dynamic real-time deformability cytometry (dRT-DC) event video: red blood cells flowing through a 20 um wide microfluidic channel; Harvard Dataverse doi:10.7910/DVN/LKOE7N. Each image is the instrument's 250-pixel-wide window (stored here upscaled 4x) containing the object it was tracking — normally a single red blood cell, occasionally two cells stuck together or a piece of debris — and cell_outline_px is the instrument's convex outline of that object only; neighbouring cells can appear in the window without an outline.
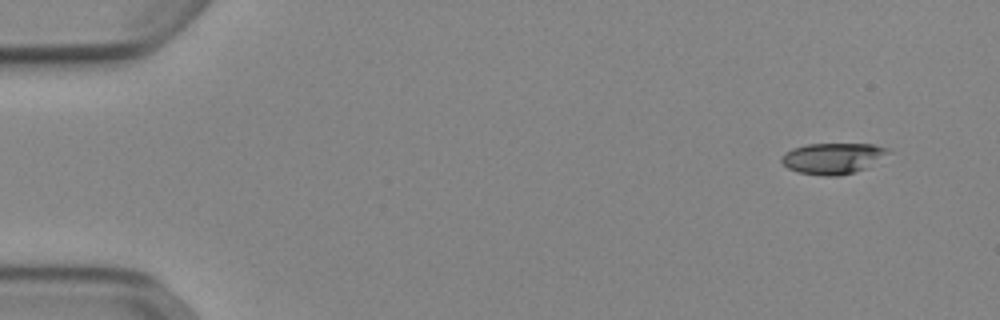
{"species": "Egyptian fruit bat (a non-hibernating species)", "species_latin": "Rousettus aegyptiacus", "temperature_condition": "cold", "stored_images_in_passage": 49, "camera_frame_rate_fps": 3000, "um_per_image_px": 0.085, "animal": {"sex": "female"}, "frame": {"image": 1, "passage_image": 1, "time_ms": 0.0, "image_size_px": [1000, 320], "cell_outline_px": [[892, 152], [864, 168], [856, 172], [840, 176], [824, 176], [800, 172], [788, 168], [780, 160], [780, 156], [784, 152], [792, 148], [808, 144], [872, 144], [888, 148]], "centroid_in_image_um": [70.77, 13.45], "position_along_channel_um": 14.2, "area_um2": 19.25}}
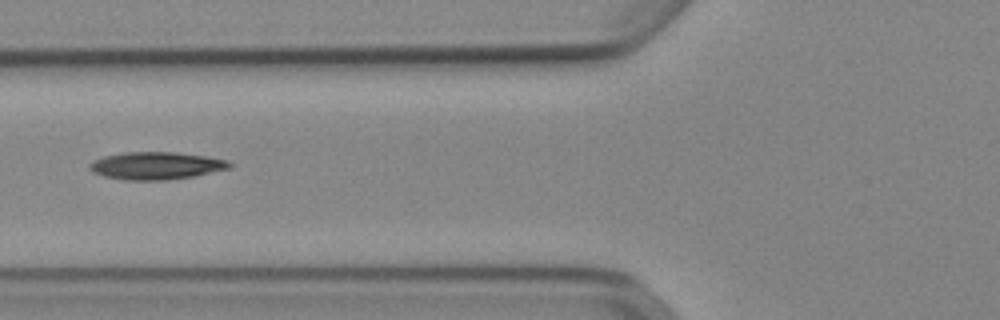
{"frame": {"image": 2, "passage_image": 18, "time_ms": 5.667, "image_size_px": [1000, 320], "cell_outline_px": [[232, 168], [192, 176], [168, 180], [124, 180], [104, 176], [92, 172], [88, 168], [88, 164], [104, 156], [124, 152], [176, 152], [204, 156], [228, 160], [232, 164]], "centroid_in_image_um": [13.26, 14.08], "position_along_channel_um": 112.5, "area_um2": 22.43}}
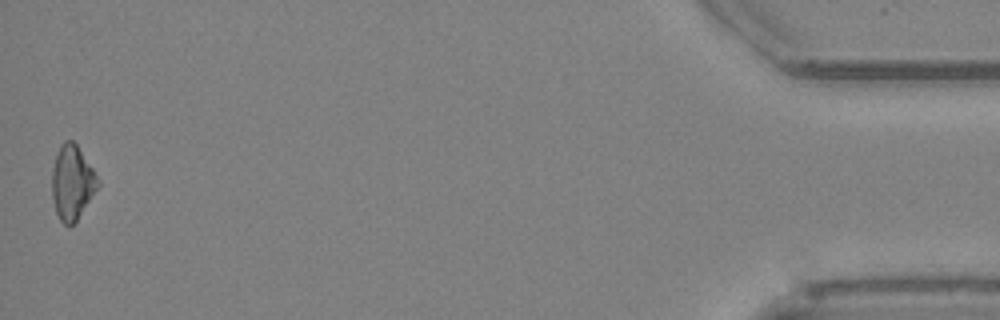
{"frame": {"image": 3, "passage_image": 49, "time_ms": 16.0, "image_size_px": [1000, 320], "cell_outline_px": [[100, 184], [76, 220], [72, 224], [64, 224], [60, 220], [56, 212], [52, 200], [52, 168], [56, 152], [60, 144], [64, 140], [72, 140], [76, 144], [100, 180]], "centroid_in_image_um": [6.11, 15.48], "position_along_channel_um": 429.1, "area_um2": 19.71}, "authors_computed_cell_mechanics": {"area_um2": 20.808, "velocity_mm_per_s": 3.9144, "shape_relaxation_time_tau1_ms": 6.4746, "shape_relaxation_time_tau2_ms": null, "deformation_change_tau1": 0.159, "deformation_change_tau2": null}}